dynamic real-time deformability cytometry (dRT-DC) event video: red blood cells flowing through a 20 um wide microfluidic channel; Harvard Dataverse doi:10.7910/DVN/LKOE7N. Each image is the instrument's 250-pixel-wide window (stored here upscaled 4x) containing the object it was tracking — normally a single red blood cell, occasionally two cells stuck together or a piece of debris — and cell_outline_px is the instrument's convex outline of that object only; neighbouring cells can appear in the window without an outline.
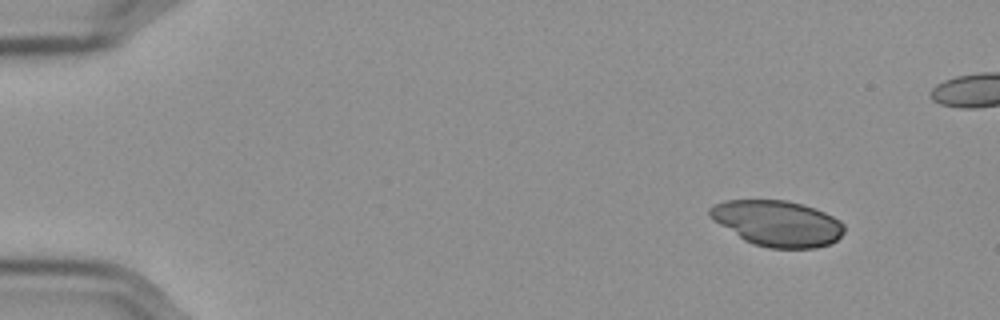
{"species": "Egyptian fruit bat (a non-hibernating species)", "species_latin": "Rousettus aegyptiacus", "temperature_condition": "cold", "stored_images_in_passage": 53, "camera_frame_rate_fps": 3000, "um_per_image_px": 0.085, "frame": {"image": 1, "passage_image": 1, "time_ms": 0.0, "image_size_px": [1000, 320], "cell_outline_px": [[844, 232], [832, 244], [816, 248], [768, 248], [744, 240], [708, 216], [708, 208], [712, 204], [724, 200], [788, 200], [804, 204], [816, 208], [840, 220], [844, 224]], "centroid_in_image_um": [66.09, 18.97], "position_along_channel_um": 18.9, "area_um2": 36.01}}
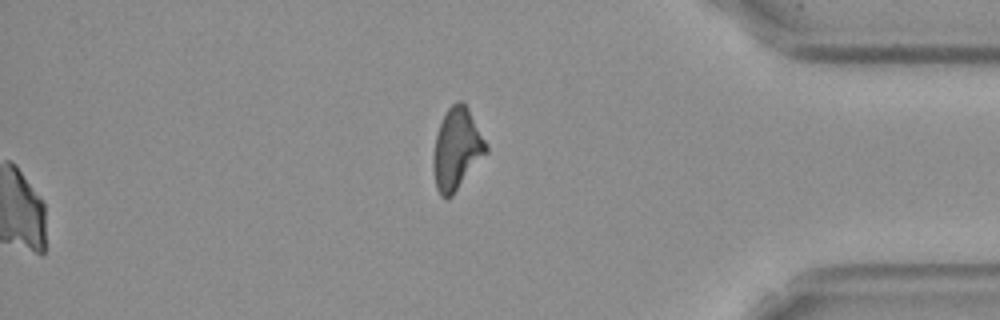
{"frame": {"image": 2, "passage_image": 53, "time_ms": 17.333, "image_size_px": [1000, 320], "cell_outline_px": [[488, 152], [452, 196], [444, 200], [440, 196], [436, 188], [432, 168], [432, 156], [436, 136], [440, 124], [448, 108], [456, 100], [460, 100], [468, 108], [488, 144]], "centroid_in_image_um": [38.82, 12.7], "position_along_channel_um": 396.4, "area_um2": 25.32}}